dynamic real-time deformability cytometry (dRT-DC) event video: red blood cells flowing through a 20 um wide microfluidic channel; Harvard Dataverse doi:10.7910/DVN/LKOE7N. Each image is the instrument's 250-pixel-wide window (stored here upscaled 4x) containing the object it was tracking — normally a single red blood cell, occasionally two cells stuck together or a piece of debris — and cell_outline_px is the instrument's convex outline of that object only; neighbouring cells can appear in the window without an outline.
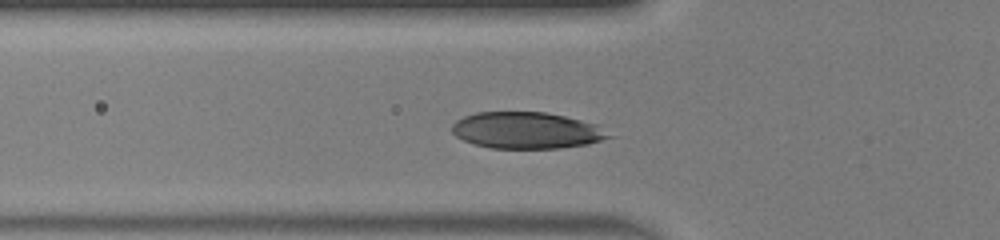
{"species": "human", "species_latin": "Homo sapiens", "temperature_condition": "warm", "stored_images_in_passage": 36, "camera_frame_rate_fps": 3000, "um_per_image_px": 0.085, "donor": {"sex": "male"}, "frame": {"image": 1, "passage_image": 10, "time_ms": 3.0, "image_size_px": [1000, 240], "cell_outline_px": [[616, 136], [588, 144], [560, 148], [492, 148], [476, 144], [464, 140], [456, 136], [452, 132], [452, 124], [456, 120], [464, 116], [476, 112], [544, 112], [564, 116], [600, 124]], "centroid_in_image_um": [44.84, 11.08], "position_along_channel_um": 81.0, "area_um2": 33.64}}
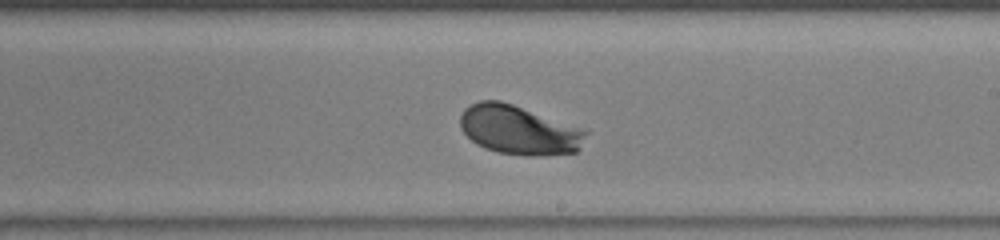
{"frame": {"image": 2, "passage_image": 22, "time_ms": 7.0, "image_size_px": [1000, 240], "cell_outline_px": [[588, 132], [580, 148], [576, 152], [540, 156], [528, 156], [496, 152], [484, 148], [476, 144], [460, 128], [460, 116], [464, 108], [480, 100], [500, 100], [588, 128]], "centroid_in_image_um": [44.16, 11.04], "position_along_channel_um": 244.8, "area_um2": 36.59}}
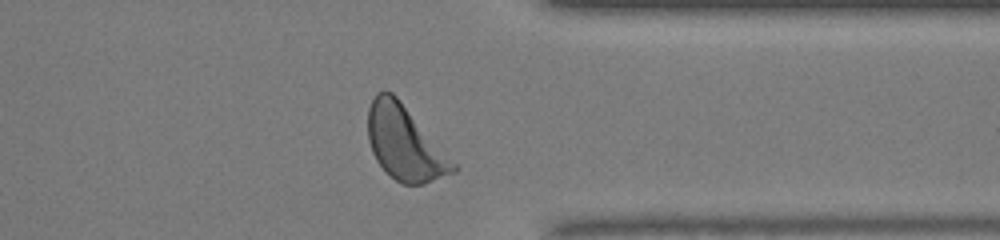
{"frame": {"image": 3, "passage_image": 32, "time_ms": 10.333, "image_size_px": [1000, 240], "cell_outline_px": [[460, 168], [456, 172], [424, 184], [404, 184], [396, 180], [376, 160], [372, 152], [368, 140], [368, 108], [376, 92], [384, 88], [392, 92], [396, 96]], "centroid_in_image_um": [34.4, 12.15], "position_along_channel_um": 377.0, "area_um2": 36.53}, "authors_computed_cell_mechanics": {"area_um2": 34.8245, "velocity_mm_per_s": 4.1072, "shape_relaxation_time_tau1_ms": 1.7869, "shape_relaxation_time_tau2_ms": null, "deformation_change_tau1": 0.1491, "deformation_change_tau2": null}}